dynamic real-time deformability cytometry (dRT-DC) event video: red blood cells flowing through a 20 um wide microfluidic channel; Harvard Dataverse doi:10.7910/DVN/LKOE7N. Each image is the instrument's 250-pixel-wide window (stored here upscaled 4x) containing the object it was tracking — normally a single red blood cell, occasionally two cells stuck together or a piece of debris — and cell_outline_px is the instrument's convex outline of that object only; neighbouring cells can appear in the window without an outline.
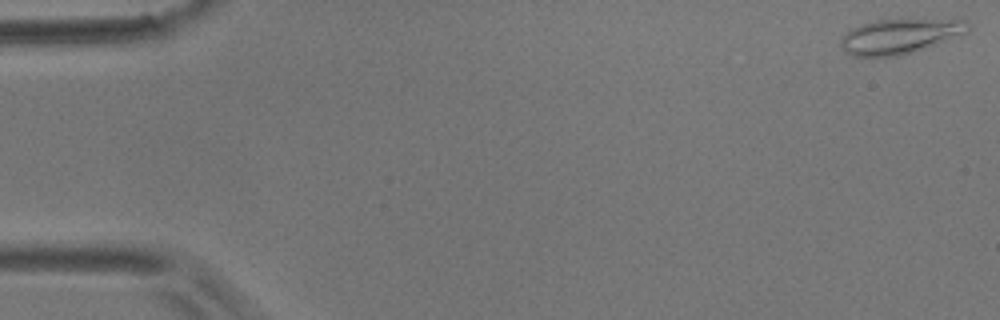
{"species": "common noctule bat (a hibernating species)", "species_latin": "Nyctalus noctula", "temperature_condition": "room temperature", "stored_images_in_passage": 13, "camera_frame_rate_fps": 3000, "um_per_image_px": 0.085, "animal": {"sex": "male", "body_mass_g": 17.9}, "frame": {"image": 1, "passage_image": 1, "time_ms": 0.0, "image_size_px": [1000, 320], "cell_outline_px": [[972, 24], [968, 32], [924, 48], [900, 56], [852, 56], [844, 52], [840, 44], [840, 36], [852, 28], [860, 24], [876, 20], [900, 16], [960, 16], [968, 20]], "centroid_in_image_um": [76.62, 2.96], "position_along_channel_um": 8.4, "area_um2": 27.92}}